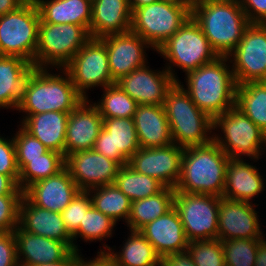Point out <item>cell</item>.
Listing matches in <instances>:
<instances>
[{"label":"cell","instance_id":"6da1fadb","mask_svg":"<svg viewBox=\"0 0 266 266\" xmlns=\"http://www.w3.org/2000/svg\"><path fill=\"white\" fill-rule=\"evenodd\" d=\"M191 17L219 57L238 46L250 24L238 0H194Z\"/></svg>","mask_w":266,"mask_h":266},{"label":"cell","instance_id":"7a4b0ae2","mask_svg":"<svg viewBox=\"0 0 266 266\" xmlns=\"http://www.w3.org/2000/svg\"><path fill=\"white\" fill-rule=\"evenodd\" d=\"M228 155L213 140L184 148L175 191L223 196Z\"/></svg>","mask_w":266,"mask_h":266},{"label":"cell","instance_id":"3957f363","mask_svg":"<svg viewBox=\"0 0 266 266\" xmlns=\"http://www.w3.org/2000/svg\"><path fill=\"white\" fill-rule=\"evenodd\" d=\"M47 69L33 68L26 79L22 98L16 109L26 113L22 122L29 115L43 112L70 113L84 100L64 69L61 70L63 76L51 74Z\"/></svg>","mask_w":266,"mask_h":266},{"label":"cell","instance_id":"277c9868","mask_svg":"<svg viewBox=\"0 0 266 266\" xmlns=\"http://www.w3.org/2000/svg\"><path fill=\"white\" fill-rule=\"evenodd\" d=\"M227 61L228 57H218L200 66L186 74L187 87L181 85L197 107L212 119L235 107L237 84Z\"/></svg>","mask_w":266,"mask_h":266},{"label":"cell","instance_id":"5b68a950","mask_svg":"<svg viewBox=\"0 0 266 266\" xmlns=\"http://www.w3.org/2000/svg\"><path fill=\"white\" fill-rule=\"evenodd\" d=\"M163 107L175 144L185 148L212 141L213 119L197 107L180 81L167 91Z\"/></svg>","mask_w":266,"mask_h":266},{"label":"cell","instance_id":"8992f818","mask_svg":"<svg viewBox=\"0 0 266 266\" xmlns=\"http://www.w3.org/2000/svg\"><path fill=\"white\" fill-rule=\"evenodd\" d=\"M156 51L169 61L168 67L165 66V69L175 82H179V79H177L172 65L183 69L186 75L219 57L192 17Z\"/></svg>","mask_w":266,"mask_h":266},{"label":"cell","instance_id":"52a82bcc","mask_svg":"<svg viewBox=\"0 0 266 266\" xmlns=\"http://www.w3.org/2000/svg\"><path fill=\"white\" fill-rule=\"evenodd\" d=\"M40 20L38 7L31 1L0 16V55L20 56L35 68Z\"/></svg>","mask_w":266,"mask_h":266},{"label":"cell","instance_id":"ba28073f","mask_svg":"<svg viewBox=\"0 0 266 266\" xmlns=\"http://www.w3.org/2000/svg\"><path fill=\"white\" fill-rule=\"evenodd\" d=\"M219 127L224 138L215 134L212 140L228 157L258 160L266 149V133L236 107L213 118V130Z\"/></svg>","mask_w":266,"mask_h":266},{"label":"cell","instance_id":"9c48e42d","mask_svg":"<svg viewBox=\"0 0 266 266\" xmlns=\"http://www.w3.org/2000/svg\"><path fill=\"white\" fill-rule=\"evenodd\" d=\"M90 38L84 26L45 23L40 20L35 68L50 66L49 69L56 67L57 71L59 68L61 70Z\"/></svg>","mask_w":266,"mask_h":266},{"label":"cell","instance_id":"30bf717a","mask_svg":"<svg viewBox=\"0 0 266 266\" xmlns=\"http://www.w3.org/2000/svg\"><path fill=\"white\" fill-rule=\"evenodd\" d=\"M192 8L163 1L141 6L132 11L130 31L156 51L191 17Z\"/></svg>","mask_w":266,"mask_h":266},{"label":"cell","instance_id":"8fae6325","mask_svg":"<svg viewBox=\"0 0 266 266\" xmlns=\"http://www.w3.org/2000/svg\"><path fill=\"white\" fill-rule=\"evenodd\" d=\"M220 198L175 191L174 208L189 242L217 239Z\"/></svg>","mask_w":266,"mask_h":266},{"label":"cell","instance_id":"7c38bea8","mask_svg":"<svg viewBox=\"0 0 266 266\" xmlns=\"http://www.w3.org/2000/svg\"><path fill=\"white\" fill-rule=\"evenodd\" d=\"M63 69L84 99H88L87 90L116 83L110 74L106 46L100 39L90 38Z\"/></svg>","mask_w":266,"mask_h":266},{"label":"cell","instance_id":"4fadbf2b","mask_svg":"<svg viewBox=\"0 0 266 266\" xmlns=\"http://www.w3.org/2000/svg\"><path fill=\"white\" fill-rule=\"evenodd\" d=\"M227 57L237 85L266 81V24L250 23Z\"/></svg>","mask_w":266,"mask_h":266},{"label":"cell","instance_id":"5bb4252c","mask_svg":"<svg viewBox=\"0 0 266 266\" xmlns=\"http://www.w3.org/2000/svg\"><path fill=\"white\" fill-rule=\"evenodd\" d=\"M184 148L175 143L165 147L139 148L128 165L140 174L157 179L165 187L175 188L181 175Z\"/></svg>","mask_w":266,"mask_h":266},{"label":"cell","instance_id":"9a60e30c","mask_svg":"<svg viewBox=\"0 0 266 266\" xmlns=\"http://www.w3.org/2000/svg\"><path fill=\"white\" fill-rule=\"evenodd\" d=\"M65 167L79 190L88 191L99 186L114 184L121 166L91 149L68 155L65 158Z\"/></svg>","mask_w":266,"mask_h":266},{"label":"cell","instance_id":"2e32d148","mask_svg":"<svg viewBox=\"0 0 266 266\" xmlns=\"http://www.w3.org/2000/svg\"><path fill=\"white\" fill-rule=\"evenodd\" d=\"M139 148L133 118H103V127L93 148L96 152L123 166Z\"/></svg>","mask_w":266,"mask_h":266},{"label":"cell","instance_id":"e0dca14e","mask_svg":"<svg viewBox=\"0 0 266 266\" xmlns=\"http://www.w3.org/2000/svg\"><path fill=\"white\" fill-rule=\"evenodd\" d=\"M252 202L221 197L218 215V240L265 239Z\"/></svg>","mask_w":266,"mask_h":266},{"label":"cell","instance_id":"ac0fdd59","mask_svg":"<svg viewBox=\"0 0 266 266\" xmlns=\"http://www.w3.org/2000/svg\"><path fill=\"white\" fill-rule=\"evenodd\" d=\"M100 40L106 46L110 74L115 82L147 64L144 49L150 48V45L138 34L129 31L108 35Z\"/></svg>","mask_w":266,"mask_h":266},{"label":"cell","instance_id":"d6986e66","mask_svg":"<svg viewBox=\"0 0 266 266\" xmlns=\"http://www.w3.org/2000/svg\"><path fill=\"white\" fill-rule=\"evenodd\" d=\"M175 81L166 69L151 70L144 65L122 76L116 84L138 104L163 105Z\"/></svg>","mask_w":266,"mask_h":266},{"label":"cell","instance_id":"ffe728a7","mask_svg":"<svg viewBox=\"0 0 266 266\" xmlns=\"http://www.w3.org/2000/svg\"><path fill=\"white\" fill-rule=\"evenodd\" d=\"M90 100L84 99L69 113L65 137V158L77 151L91 150L103 127V117Z\"/></svg>","mask_w":266,"mask_h":266},{"label":"cell","instance_id":"44dd1931","mask_svg":"<svg viewBox=\"0 0 266 266\" xmlns=\"http://www.w3.org/2000/svg\"><path fill=\"white\" fill-rule=\"evenodd\" d=\"M79 191L69 170L65 167L56 175L31 184L23 194L34 205L61 213Z\"/></svg>","mask_w":266,"mask_h":266},{"label":"cell","instance_id":"7402d4cb","mask_svg":"<svg viewBox=\"0 0 266 266\" xmlns=\"http://www.w3.org/2000/svg\"><path fill=\"white\" fill-rule=\"evenodd\" d=\"M18 226L28 233L66 243L73 250L61 213L34 205L24 194L19 204Z\"/></svg>","mask_w":266,"mask_h":266},{"label":"cell","instance_id":"603a6c76","mask_svg":"<svg viewBox=\"0 0 266 266\" xmlns=\"http://www.w3.org/2000/svg\"><path fill=\"white\" fill-rule=\"evenodd\" d=\"M13 233L16 238L19 266L55 263L64 260L73 251L64 242L28 233L19 226Z\"/></svg>","mask_w":266,"mask_h":266},{"label":"cell","instance_id":"cb8c5ba5","mask_svg":"<svg viewBox=\"0 0 266 266\" xmlns=\"http://www.w3.org/2000/svg\"><path fill=\"white\" fill-rule=\"evenodd\" d=\"M140 233L161 258L171 253L185 251L189 244L180 216L174 207L144 226Z\"/></svg>","mask_w":266,"mask_h":266},{"label":"cell","instance_id":"d4e9b609","mask_svg":"<svg viewBox=\"0 0 266 266\" xmlns=\"http://www.w3.org/2000/svg\"><path fill=\"white\" fill-rule=\"evenodd\" d=\"M129 0H92L90 37L100 39L130 31Z\"/></svg>","mask_w":266,"mask_h":266},{"label":"cell","instance_id":"484cf974","mask_svg":"<svg viewBox=\"0 0 266 266\" xmlns=\"http://www.w3.org/2000/svg\"><path fill=\"white\" fill-rule=\"evenodd\" d=\"M134 124L140 148H156L173 142L163 105L138 104Z\"/></svg>","mask_w":266,"mask_h":266},{"label":"cell","instance_id":"4316f807","mask_svg":"<svg viewBox=\"0 0 266 266\" xmlns=\"http://www.w3.org/2000/svg\"><path fill=\"white\" fill-rule=\"evenodd\" d=\"M258 169L256 166L244 162L243 158L229 157L222 197L252 202L250 200L265 190V181Z\"/></svg>","mask_w":266,"mask_h":266},{"label":"cell","instance_id":"83f0119b","mask_svg":"<svg viewBox=\"0 0 266 266\" xmlns=\"http://www.w3.org/2000/svg\"><path fill=\"white\" fill-rule=\"evenodd\" d=\"M69 113L49 111L29 115L21 126L49 150L64 155Z\"/></svg>","mask_w":266,"mask_h":266},{"label":"cell","instance_id":"f1b7e54d","mask_svg":"<svg viewBox=\"0 0 266 266\" xmlns=\"http://www.w3.org/2000/svg\"><path fill=\"white\" fill-rule=\"evenodd\" d=\"M33 64L20 56L0 55V108L17 109Z\"/></svg>","mask_w":266,"mask_h":266},{"label":"cell","instance_id":"f546056e","mask_svg":"<svg viewBox=\"0 0 266 266\" xmlns=\"http://www.w3.org/2000/svg\"><path fill=\"white\" fill-rule=\"evenodd\" d=\"M35 3L43 22L84 26L90 34L92 0H36Z\"/></svg>","mask_w":266,"mask_h":266},{"label":"cell","instance_id":"4dcf8cb0","mask_svg":"<svg viewBox=\"0 0 266 266\" xmlns=\"http://www.w3.org/2000/svg\"><path fill=\"white\" fill-rule=\"evenodd\" d=\"M175 188L165 187L154 196L131 202L127 220L129 231H140L144 226L165 215L174 207Z\"/></svg>","mask_w":266,"mask_h":266},{"label":"cell","instance_id":"1f68e13d","mask_svg":"<svg viewBox=\"0 0 266 266\" xmlns=\"http://www.w3.org/2000/svg\"><path fill=\"white\" fill-rule=\"evenodd\" d=\"M130 235L121 252H114L113 249L103 244V248L112 258L115 266H160L161 257L156 253L154 247L140 233L130 231Z\"/></svg>","mask_w":266,"mask_h":266},{"label":"cell","instance_id":"d6a6232c","mask_svg":"<svg viewBox=\"0 0 266 266\" xmlns=\"http://www.w3.org/2000/svg\"><path fill=\"white\" fill-rule=\"evenodd\" d=\"M18 186L24 192L31 184L54 176L65 168V156L48 150L36 159H17Z\"/></svg>","mask_w":266,"mask_h":266},{"label":"cell","instance_id":"836d02e7","mask_svg":"<svg viewBox=\"0 0 266 266\" xmlns=\"http://www.w3.org/2000/svg\"><path fill=\"white\" fill-rule=\"evenodd\" d=\"M235 107L266 133V81L237 85Z\"/></svg>","mask_w":266,"mask_h":266},{"label":"cell","instance_id":"e575fe53","mask_svg":"<svg viewBox=\"0 0 266 266\" xmlns=\"http://www.w3.org/2000/svg\"><path fill=\"white\" fill-rule=\"evenodd\" d=\"M92 205L116 223L119 219L127 220L131 211V200L115 185H103L88 190ZM94 193V194H93Z\"/></svg>","mask_w":266,"mask_h":266},{"label":"cell","instance_id":"d590c367","mask_svg":"<svg viewBox=\"0 0 266 266\" xmlns=\"http://www.w3.org/2000/svg\"><path fill=\"white\" fill-rule=\"evenodd\" d=\"M114 184L131 202L154 196L165 188L157 179L138 173L128 164L119 168Z\"/></svg>","mask_w":266,"mask_h":266},{"label":"cell","instance_id":"8d00e7d4","mask_svg":"<svg viewBox=\"0 0 266 266\" xmlns=\"http://www.w3.org/2000/svg\"><path fill=\"white\" fill-rule=\"evenodd\" d=\"M103 97L93 105L103 118H133L138 103L116 83L103 89Z\"/></svg>","mask_w":266,"mask_h":266},{"label":"cell","instance_id":"74e56055","mask_svg":"<svg viewBox=\"0 0 266 266\" xmlns=\"http://www.w3.org/2000/svg\"><path fill=\"white\" fill-rule=\"evenodd\" d=\"M116 226V222L112 220L109 216L104 215L102 212L98 211L93 205L87 210L84 215L83 220L80 222L78 231L72 236L73 250L78 251V245H75L74 240L78 236L88 242L112 236V229Z\"/></svg>","mask_w":266,"mask_h":266},{"label":"cell","instance_id":"f35d334b","mask_svg":"<svg viewBox=\"0 0 266 266\" xmlns=\"http://www.w3.org/2000/svg\"><path fill=\"white\" fill-rule=\"evenodd\" d=\"M264 239L221 240L226 266H254L259 244Z\"/></svg>","mask_w":266,"mask_h":266},{"label":"cell","instance_id":"ab89813d","mask_svg":"<svg viewBox=\"0 0 266 266\" xmlns=\"http://www.w3.org/2000/svg\"><path fill=\"white\" fill-rule=\"evenodd\" d=\"M187 251L196 266H226L221 240L191 241Z\"/></svg>","mask_w":266,"mask_h":266},{"label":"cell","instance_id":"60d3db41","mask_svg":"<svg viewBox=\"0 0 266 266\" xmlns=\"http://www.w3.org/2000/svg\"><path fill=\"white\" fill-rule=\"evenodd\" d=\"M92 206L88 191H79L70 204L61 212L68 233L73 236L79 229L85 213Z\"/></svg>","mask_w":266,"mask_h":266},{"label":"cell","instance_id":"b9f144b4","mask_svg":"<svg viewBox=\"0 0 266 266\" xmlns=\"http://www.w3.org/2000/svg\"><path fill=\"white\" fill-rule=\"evenodd\" d=\"M16 159H36L49 149L40 140L33 137L22 126L13 136Z\"/></svg>","mask_w":266,"mask_h":266},{"label":"cell","instance_id":"7bdbcfd3","mask_svg":"<svg viewBox=\"0 0 266 266\" xmlns=\"http://www.w3.org/2000/svg\"><path fill=\"white\" fill-rule=\"evenodd\" d=\"M22 196L23 194L0 195V232H11L18 226Z\"/></svg>","mask_w":266,"mask_h":266},{"label":"cell","instance_id":"ee69618b","mask_svg":"<svg viewBox=\"0 0 266 266\" xmlns=\"http://www.w3.org/2000/svg\"><path fill=\"white\" fill-rule=\"evenodd\" d=\"M0 136V174L8 175L17 184L19 168L17 165L14 140Z\"/></svg>","mask_w":266,"mask_h":266},{"label":"cell","instance_id":"f6af8a7d","mask_svg":"<svg viewBox=\"0 0 266 266\" xmlns=\"http://www.w3.org/2000/svg\"><path fill=\"white\" fill-rule=\"evenodd\" d=\"M0 266H19L13 231L0 232Z\"/></svg>","mask_w":266,"mask_h":266},{"label":"cell","instance_id":"bcb514c9","mask_svg":"<svg viewBox=\"0 0 266 266\" xmlns=\"http://www.w3.org/2000/svg\"><path fill=\"white\" fill-rule=\"evenodd\" d=\"M250 23L266 24V0H238Z\"/></svg>","mask_w":266,"mask_h":266},{"label":"cell","instance_id":"7dc6e473","mask_svg":"<svg viewBox=\"0 0 266 266\" xmlns=\"http://www.w3.org/2000/svg\"><path fill=\"white\" fill-rule=\"evenodd\" d=\"M160 266H196L187 250L171 253L161 258Z\"/></svg>","mask_w":266,"mask_h":266},{"label":"cell","instance_id":"c3c4849f","mask_svg":"<svg viewBox=\"0 0 266 266\" xmlns=\"http://www.w3.org/2000/svg\"><path fill=\"white\" fill-rule=\"evenodd\" d=\"M102 250L103 248L93 260L90 259L89 261L83 259L82 255L78 253L75 257L74 266H115L109 254Z\"/></svg>","mask_w":266,"mask_h":266},{"label":"cell","instance_id":"681fc988","mask_svg":"<svg viewBox=\"0 0 266 266\" xmlns=\"http://www.w3.org/2000/svg\"><path fill=\"white\" fill-rule=\"evenodd\" d=\"M5 194H23V191L11 177L0 174V195Z\"/></svg>","mask_w":266,"mask_h":266},{"label":"cell","instance_id":"f907efd6","mask_svg":"<svg viewBox=\"0 0 266 266\" xmlns=\"http://www.w3.org/2000/svg\"><path fill=\"white\" fill-rule=\"evenodd\" d=\"M24 2L25 0H0V16L14 11Z\"/></svg>","mask_w":266,"mask_h":266},{"label":"cell","instance_id":"816d5d0a","mask_svg":"<svg viewBox=\"0 0 266 266\" xmlns=\"http://www.w3.org/2000/svg\"><path fill=\"white\" fill-rule=\"evenodd\" d=\"M266 239H264L257 248L256 260L254 266H266Z\"/></svg>","mask_w":266,"mask_h":266},{"label":"cell","instance_id":"f5cc1de1","mask_svg":"<svg viewBox=\"0 0 266 266\" xmlns=\"http://www.w3.org/2000/svg\"><path fill=\"white\" fill-rule=\"evenodd\" d=\"M78 251L73 250L64 260L48 263V264H40L35 266H74L75 257L78 254Z\"/></svg>","mask_w":266,"mask_h":266},{"label":"cell","instance_id":"db71d44e","mask_svg":"<svg viewBox=\"0 0 266 266\" xmlns=\"http://www.w3.org/2000/svg\"><path fill=\"white\" fill-rule=\"evenodd\" d=\"M160 0H129L131 10H135L136 8H139L141 6L152 4L154 2H157Z\"/></svg>","mask_w":266,"mask_h":266},{"label":"cell","instance_id":"11a10c76","mask_svg":"<svg viewBox=\"0 0 266 266\" xmlns=\"http://www.w3.org/2000/svg\"><path fill=\"white\" fill-rule=\"evenodd\" d=\"M181 6H193V0H160Z\"/></svg>","mask_w":266,"mask_h":266},{"label":"cell","instance_id":"9f6ffc18","mask_svg":"<svg viewBox=\"0 0 266 266\" xmlns=\"http://www.w3.org/2000/svg\"><path fill=\"white\" fill-rule=\"evenodd\" d=\"M25 1H31V2H36V0H25Z\"/></svg>","mask_w":266,"mask_h":266}]
</instances>
